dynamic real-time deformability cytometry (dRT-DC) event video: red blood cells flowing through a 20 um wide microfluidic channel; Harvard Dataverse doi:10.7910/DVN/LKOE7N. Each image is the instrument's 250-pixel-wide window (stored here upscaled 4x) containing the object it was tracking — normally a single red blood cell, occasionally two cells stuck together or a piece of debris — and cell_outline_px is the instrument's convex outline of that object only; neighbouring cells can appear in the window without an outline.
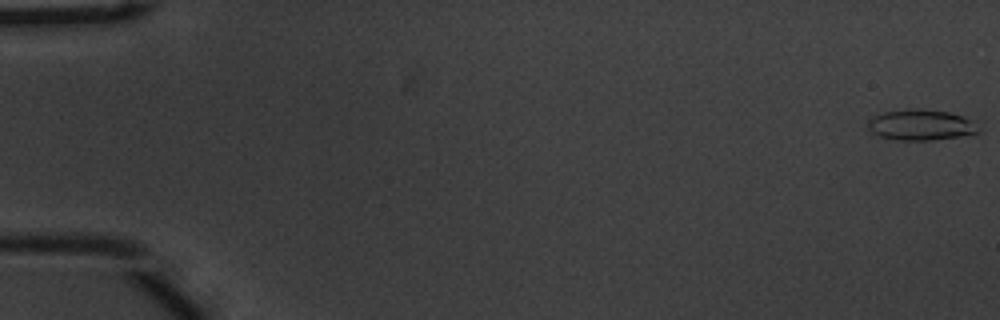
{"species": "common noctule bat (a hibernating species)", "species_latin": "Nyctalus noctula", "temperature_condition": "warm", "stored_images_in_passage": 55, "camera_frame_rate_fps": 3000, "um_per_image_px": 0.085, "animal": {"sex": "male", "body_mass_g": 20.1, "forearm_length_mm": 53.5}, "frame": {"image": 1, "passage_image": 1, "time_ms": 0.0, "image_size_px": [1000, 320], "cell_outline_px": [[980, 132], [960, 136], [932, 140], [896, 140], [880, 136], [872, 132], [868, 128], [868, 120], [872, 116], [884, 112], [908, 108], [920, 108], [948, 112], [972, 120]], "centroid_in_image_um": [78.23, 10.61], "position_along_channel_um": 6.8, "area_um2": 19.77}}
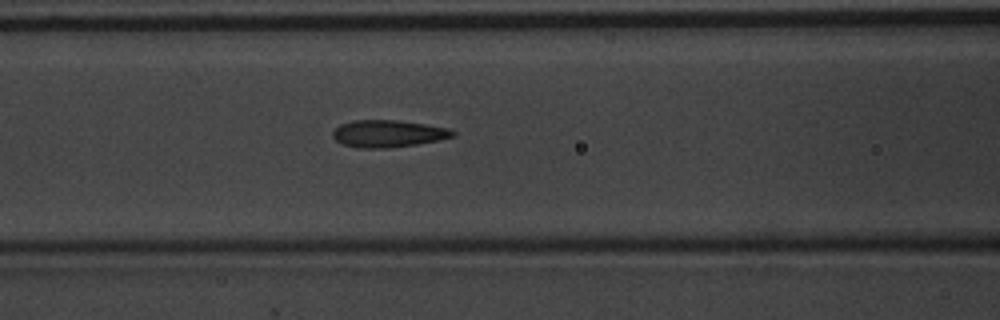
{"frame": {"image": 2, "passage_image": 24, "time_ms": 7.667, "image_size_px": [1000, 320], "cell_outline_px": [[456, 136], [440, 140], [416, 144], [388, 148], [356, 148], [344, 144], [336, 140], [332, 136], [332, 132], [340, 124], [352, 120], [400, 120], [448, 128], [456, 132]], "centroid_in_image_um": [32.99, 11.36], "position_along_channel_um": 133.6, "area_um2": 19.07}}
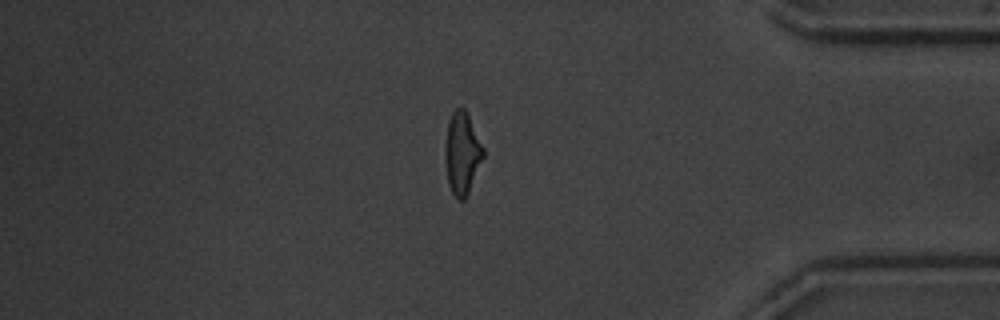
{"frame": {"image": 3, "passage_image": 47, "time_ms": 15.333, "image_size_px": [1000, 320], "cell_outline_px": [[484, 156], [468, 192], [464, 200], [460, 200], [452, 192], [448, 184], [444, 160], [444, 152], [448, 120], [452, 112], [460, 104], [464, 108], [484, 148]], "centroid_in_image_um": [39.25, 12.99], "position_along_channel_um": 395.9, "area_um2": 18.21}, "authors_computed_cell_mechanics": {"area_um2": 18.7272, "velocity_mm_per_s": 3.7621, "shape_relaxation_time_tau1_ms": 3.1515, "shape_relaxation_time_tau2_ms": 1.2454, "deformation_change_tau1": 0.1442, "deformation_change_tau2": 0.1041}}